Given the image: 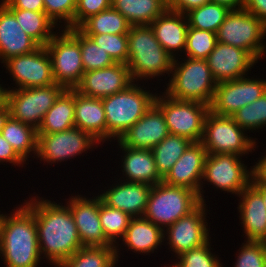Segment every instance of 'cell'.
<instances>
[{
	"instance_id": "7dc6e473",
	"label": "cell",
	"mask_w": 266,
	"mask_h": 267,
	"mask_svg": "<svg viewBox=\"0 0 266 267\" xmlns=\"http://www.w3.org/2000/svg\"><path fill=\"white\" fill-rule=\"evenodd\" d=\"M7 9L31 10L45 12L44 0H1Z\"/></svg>"
},
{
	"instance_id": "5b68a950",
	"label": "cell",
	"mask_w": 266,
	"mask_h": 267,
	"mask_svg": "<svg viewBox=\"0 0 266 267\" xmlns=\"http://www.w3.org/2000/svg\"><path fill=\"white\" fill-rule=\"evenodd\" d=\"M138 83L134 82L127 89L102 98L108 142L118 140L153 106L156 92L146 90L144 84L140 86Z\"/></svg>"
},
{
	"instance_id": "db71d44e",
	"label": "cell",
	"mask_w": 266,
	"mask_h": 267,
	"mask_svg": "<svg viewBox=\"0 0 266 267\" xmlns=\"http://www.w3.org/2000/svg\"><path fill=\"white\" fill-rule=\"evenodd\" d=\"M10 117V112L7 107L4 105L0 108V134L2 132L3 127L5 126L6 121Z\"/></svg>"
},
{
	"instance_id": "f5cc1de1",
	"label": "cell",
	"mask_w": 266,
	"mask_h": 267,
	"mask_svg": "<svg viewBox=\"0 0 266 267\" xmlns=\"http://www.w3.org/2000/svg\"><path fill=\"white\" fill-rule=\"evenodd\" d=\"M251 185L261 194L264 205L266 207V183H257L253 178L251 179Z\"/></svg>"
},
{
	"instance_id": "277c9868",
	"label": "cell",
	"mask_w": 266,
	"mask_h": 267,
	"mask_svg": "<svg viewBox=\"0 0 266 267\" xmlns=\"http://www.w3.org/2000/svg\"><path fill=\"white\" fill-rule=\"evenodd\" d=\"M170 75L164 88L166 95L176 100L210 105L217 82L206 59L175 58Z\"/></svg>"
},
{
	"instance_id": "8fae6325",
	"label": "cell",
	"mask_w": 266,
	"mask_h": 267,
	"mask_svg": "<svg viewBox=\"0 0 266 267\" xmlns=\"http://www.w3.org/2000/svg\"><path fill=\"white\" fill-rule=\"evenodd\" d=\"M241 157L234 154H207L199 192L202 203H206L203 195V185L206 183L208 186L213 185L216 190L235 194L236 197L251 184L252 168L247 169Z\"/></svg>"
},
{
	"instance_id": "f546056e",
	"label": "cell",
	"mask_w": 266,
	"mask_h": 267,
	"mask_svg": "<svg viewBox=\"0 0 266 267\" xmlns=\"http://www.w3.org/2000/svg\"><path fill=\"white\" fill-rule=\"evenodd\" d=\"M111 7L131 25H150L168 9L165 0H111Z\"/></svg>"
},
{
	"instance_id": "d6986e66",
	"label": "cell",
	"mask_w": 266,
	"mask_h": 267,
	"mask_svg": "<svg viewBox=\"0 0 266 267\" xmlns=\"http://www.w3.org/2000/svg\"><path fill=\"white\" fill-rule=\"evenodd\" d=\"M206 61L217 83L247 76L258 63L248 51L219 42Z\"/></svg>"
},
{
	"instance_id": "7c38bea8",
	"label": "cell",
	"mask_w": 266,
	"mask_h": 267,
	"mask_svg": "<svg viewBox=\"0 0 266 267\" xmlns=\"http://www.w3.org/2000/svg\"><path fill=\"white\" fill-rule=\"evenodd\" d=\"M161 94L157 93L154 104L162 111L170 134L201 142L209 105L176 100L164 92Z\"/></svg>"
},
{
	"instance_id": "bcb514c9",
	"label": "cell",
	"mask_w": 266,
	"mask_h": 267,
	"mask_svg": "<svg viewBox=\"0 0 266 267\" xmlns=\"http://www.w3.org/2000/svg\"><path fill=\"white\" fill-rule=\"evenodd\" d=\"M8 162L14 166L24 167L27 164L13 149L12 145L0 134V163Z\"/></svg>"
},
{
	"instance_id": "1f68e13d",
	"label": "cell",
	"mask_w": 266,
	"mask_h": 267,
	"mask_svg": "<svg viewBox=\"0 0 266 267\" xmlns=\"http://www.w3.org/2000/svg\"><path fill=\"white\" fill-rule=\"evenodd\" d=\"M16 153L26 162L29 155L37 153V130L27 124L9 117L1 132Z\"/></svg>"
},
{
	"instance_id": "4316f807",
	"label": "cell",
	"mask_w": 266,
	"mask_h": 267,
	"mask_svg": "<svg viewBox=\"0 0 266 267\" xmlns=\"http://www.w3.org/2000/svg\"><path fill=\"white\" fill-rule=\"evenodd\" d=\"M75 127L91 134L97 141H107V124L102 98L80 94L74 89Z\"/></svg>"
},
{
	"instance_id": "603a6c76",
	"label": "cell",
	"mask_w": 266,
	"mask_h": 267,
	"mask_svg": "<svg viewBox=\"0 0 266 267\" xmlns=\"http://www.w3.org/2000/svg\"><path fill=\"white\" fill-rule=\"evenodd\" d=\"M238 213L246 241L266 239V207L261 194L250 184L238 195Z\"/></svg>"
},
{
	"instance_id": "e0dca14e",
	"label": "cell",
	"mask_w": 266,
	"mask_h": 267,
	"mask_svg": "<svg viewBox=\"0 0 266 267\" xmlns=\"http://www.w3.org/2000/svg\"><path fill=\"white\" fill-rule=\"evenodd\" d=\"M67 200L83 246H114L106 239L101 226L98 194L92 199L82 194L71 195Z\"/></svg>"
},
{
	"instance_id": "52a82bcc",
	"label": "cell",
	"mask_w": 266,
	"mask_h": 267,
	"mask_svg": "<svg viewBox=\"0 0 266 267\" xmlns=\"http://www.w3.org/2000/svg\"><path fill=\"white\" fill-rule=\"evenodd\" d=\"M61 30V31H60ZM45 46L52 62L53 79L64 89H75L84 74L78 28L60 29Z\"/></svg>"
},
{
	"instance_id": "2e32d148",
	"label": "cell",
	"mask_w": 266,
	"mask_h": 267,
	"mask_svg": "<svg viewBox=\"0 0 266 267\" xmlns=\"http://www.w3.org/2000/svg\"><path fill=\"white\" fill-rule=\"evenodd\" d=\"M3 66L16 85L13 89L45 87L55 83L51 58L45 46L32 53L9 58Z\"/></svg>"
},
{
	"instance_id": "7a4b0ae2",
	"label": "cell",
	"mask_w": 266,
	"mask_h": 267,
	"mask_svg": "<svg viewBox=\"0 0 266 267\" xmlns=\"http://www.w3.org/2000/svg\"><path fill=\"white\" fill-rule=\"evenodd\" d=\"M6 214L0 232V257L5 267H39L41 260L34 214L22 203ZM3 257V258H2Z\"/></svg>"
},
{
	"instance_id": "7bdbcfd3",
	"label": "cell",
	"mask_w": 266,
	"mask_h": 267,
	"mask_svg": "<svg viewBox=\"0 0 266 267\" xmlns=\"http://www.w3.org/2000/svg\"><path fill=\"white\" fill-rule=\"evenodd\" d=\"M44 7L47 16L59 28H74L76 0H44Z\"/></svg>"
},
{
	"instance_id": "ba28073f",
	"label": "cell",
	"mask_w": 266,
	"mask_h": 267,
	"mask_svg": "<svg viewBox=\"0 0 266 267\" xmlns=\"http://www.w3.org/2000/svg\"><path fill=\"white\" fill-rule=\"evenodd\" d=\"M216 37L219 43L248 51L257 61L266 54V25L246 9L231 10Z\"/></svg>"
},
{
	"instance_id": "11a10c76",
	"label": "cell",
	"mask_w": 266,
	"mask_h": 267,
	"mask_svg": "<svg viewBox=\"0 0 266 267\" xmlns=\"http://www.w3.org/2000/svg\"><path fill=\"white\" fill-rule=\"evenodd\" d=\"M6 87L0 84V108L5 105Z\"/></svg>"
},
{
	"instance_id": "836d02e7",
	"label": "cell",
	"mask_w": 266,
	"mask_h": 267,
	"mask_svg": "<svg viewBox=\"0 0 266 267\" xmlns=\"http://www.w3.org/2000/svg\"><path fill=\"white\" fill-rule=\"evenodd\" d=\"M131 24L110 7L86 19L78 29L84 34H127Z\"/></svg>"
},
{
	"instance_id": "d590c367",
	"label": "cell",
	"mask_w": 266,
	"mask_h": 267,
	"mask_svg": "<svg viewBox=\"0 0 266 267\" xmlns=\"http://www.w3.org/2000/svg\"><path fill=\"white\" fill-rule=\"evenodd\" d=\"M191 143L192 141L185 137L169 134L152 149L157 171L162 178Z\"/></svg>"
},
{
	"instance_id": "cb8c5ba5",
	"label": "cell",
	"mask_w": 266,
	"mask_h": 267,
	"mask_svg": "<svg viewBox=\"0 0 266 267\" xmlns=\"http://www.w3.org/2000/svg\"><path fill=\"white\" fill-rule=\"evenodd\" d=\"M40 45L24 32L15 16L0 2V61L34 52Z\"/></svg>"
},
{
	"instance_id": "6f0895ef",
	"label": "cell",
	"mask_w": 266,
	"mask_h": 267,
	"mask_svg": "<svg viewBox=\"0 0 266 267\" xmlns=\"http://www.w3.org/2000/svg\"><path fill=\"white\" fill-rule=\"evenodd\" d=\"M164 267H179V266L175 262L174 263L172 262L171 265L167 264V266L164 265Z\"/></svg>"
},
{
	"instance_id": "f35d334b",
	"label": "cell",
	"mask_w": 266,
	"mask_h": 267,
	"mask_svg": "<svg viewBox=\"0 0 266 267\" xmlns=\"http://www.w3.org/2000/svg\"><path fill=\"white\" fill-rule=\"evenodd\" d=\"M216 44V33L189 27L183 54L192 59H206Z\"/></svg>"
},
{
	"instance_id": "484cf974",
	"label": "cell",
	"mask_w": 266,
	"mask_h": 267,
	"mask_svg": "<svg viewBox=\"0 0 266 267\" xmlns=\"http://www.w3.org/2000/svg\"><path fill=\"white\" fill-rule=\"evenodd\" d=\"M117 143L119 150H122L123 154L121 155V162H119L121 163L119 168L122 167L123 174L120 180L145 183L150 186L163 181L157 171L152 150L132 149L122 146L118 141Z\"/></svg>"
},
{
	"instance_id": "9c48e42d",
	"label": "cell",
	"mask_w": 266,
	"mask_h": 267,
	"mask_svg": "<svg viewBox=\"0 0 266 267\" xmlns=\"http://www.w3.org/2000/svg\"><path fill=\"white\" fill-rule=\"evenodd\" d=\"M256 140L247 135L231 116L208 112L201 139L207 154H234L243 157L258 148Z\"/></svg>"
},
{
	"instance_id": "f6af8a7d",
	"label": "cell",
	"mask_w": 266,
	"mask_h": 267,
	"mask_svg": "<svg viewBox=\"0 0 266 267\" xmlns=\"http://www.w3.org/2000/svg\"><path fill=\"white\" fill-rule=\"evenodd\" d=\"M111 7V0H76L74 28H78L90 16Z\"/></svg>"
},
{
	"instance_id": "f907efd6",
	"label": "cell",
	"mask_w": 266,
	"mask_h": 267,
	"mask_svg": "<svg viewBox=\"0 0 266 267\" xmlns=\"http://www.w3.org/2000/svg\"><path fill=\"white\" fill-rule=\"evenodd\" d=\"M266 154V153H265ZM261 156L252 168V178L257 183H266V155Z\"/></svg>"
},
{
	"instance_id": "ee69618b",
	"label": "cell",
	"mask_w": 266,
	"mask_h": 267,
	"mask_svg": "<svg viewBox=\"0 0 266 267\" xmlns=\"http://www.w3.org/2000/svg\"><path fill=\"white\" fill-rule=\"evenodd\" d=\"M236 256L233 267H266L264 242L244 240L238 252H236Z\"/></svg>"
},
{
	"instance_id": "8992f818",
	"label": "cell",
	"mask_w": 266,
	"mask_h": 267,
	"mask_svg": "<svg viewBox=\"0 0 266 267\" xmlns=\"http://www.w3.org/2000/svg\"><path fill=\"white\" fill-rule=\"evenodd\" d=\"M200 203L199 196L194 191L170 186L162 181L152 186L143 217L165 230L192 212Z\"/></svg>"
},
{
	"instance_id": "5bb4252c",
	"label": "cell",
	"mask_w": 266,
	"mask_h": 267,
	"mask_svg": "<svg viewBox=\"0 0 266 267\" xmlns=\"http://www.w3.org/2000/svg\"><path fill=\"white\" fill-rule=\"evenodd\" d=\"M207 208L206 203L201 202L192 212L164 230V241H168L166 245L174 257L203 246L211 239L206 219L210 210Z\"/></svg>"
},
{
	"instance_id": "b9f144b4",
	"label": "cell",
	"mask_w": 266,
	"mask_h": 267,
	"mask_svg": "<svg viewBox=\"0 0 266 267\" xmlns=\"http://www.w3.org/2000/svg\"><path fill=\"white\" fill-rule=\"evenodd\" d=\"M211 240L195 249H191L177 257L174 261L179 267H223L215 253L211 250Z\"/></svg>"
},
{
	"instance_id": "4fadbf2b",
	"label": "cell",
	"mask_w": 266,
	"mask_h": 267,
	"mask_svg": "<svg viewBox=\"0 0 266 267\" xmlns=\"http://www.w3.org/2000/svg\"><path fill=\"white\" fill-rule=\"evenodd\" d=\"M97 144V145H96ZM101 144L91 134L79 128H72L51 134H37L36 158L47 164H58L76 158L82 153L92 151Z\"/></svg>"
},
{
	"instance_id": "60d3db41",
	"label": "cell",
	"mask_w": 266,
	"mask_h": 267,
	"mask_svg": "<svg viewBox=\"0 0 266 267\" xmlns=\"http://www.w3.org/2000/svg\"><path fill=\"white\" fill-rule=\"evenodd\" d=\"M101 46L116 63L128 62L127 34H85Z\"/></svg>"
},
{
	"instance_id": "9a60e30c",
	"label": "cell",
	"mask_w": 266,
	"mask_h": 267,
	"mask_svg": "<svg viewBox=\"0 0 266 267\" xmlns=\"http://www.w3.org/2000/svg\"><path fill=\"white\" fill-rule=\"evenodd\" d=\"M265 92L266 79L257 77L244 76L219 82L209 105V111L218 115L232 116L240 108L259 99Z\"/></svg>"
},
{
	"instance_id": "7402d4cb",
	"label": "cell",
	"mask_w": 266,
	"mask_h": 267,
	"mask_svg": "<svg viewBox=\"0 0 266 267\" xmlns=\"http://www.w3.org/2000/svg\"><path fill=\"white\" fill-rule=\"evenodd\" d=\"M114 182L117 183L102 190L103 193H98L101 200L109 207L126 212L131 217H143L152 186L120 179Z\"/></svg>"
},
{
	"instance_id": "f1b7e54d",
	"label": "cell",
	"mask_w": 266,
	"mask_h": 267,
	"mask_svg": "<svg viewBox=\"0 0 266 267\" xmlns=\"http://www.w3.org/2000/svg\"><path fill=\"white\" fill-rule=\"evenodd\" d=\"M74 112V89H65L44 115L37 134H51L74 128Z\"/></svg>"
},
{
	"instance_id": "816d5d0a",
	"label": "cell",
	"mask_w": 266,
	"mask_h": 267,
	"mask_svg": "<svg viewBox=\"0 0 266 267\" xmlns=\"http://www.w3.org/2000/svg\"><path fill=\"white\" fill-rule=\"evenodd\" d=\"M212 3L222 4L230 10L244 9L246 0H211Z\"/></svg>"
},
{
	"instance_id": "681fc988",
	"label": "cell",
	"mask_w": 266,
	"mask_h": 267,
	"mask_svg": "<svg viewBox=\"0 0 266 267\" xmlns=\"http://www.w3.org/2000/svg\"><path fill=\"white\" fill-rule=\"evenodd\" d=\"M244 9L257 16L266 25V0H246Z\"/></svg>"
},
{
	"instance_id": "e575fe53",
	"label": "cell",
	"mask_w": 266,
	"mask_h": 267,
	"mask_svg": "<svg viewBox=\"0 0 266 267\" xmlns=\"http://www.w3.org/2000/svg\"><path fill=\"white\" fill-rule=\"evenodd\" d=\"M99 217L106 239L115 246L116 258L120 255L119 240L123 238L128 228L131 216L119 209L109 207L99 196Z\"/></svg>"
},
{
	"instance_id": "30bf717a",
	"label": "cell",
	"mask_w": 266,
	"mask_h": 267,
	"mask_svg": "<svg viewBox=\"0 0 266 267\" xmlns=\"http://www.w3.org/2000/svg\"><path fill=\"white\" fill-rule=\"evenodd\" d=\"M64 90L57 83L45 87L23 89L8 87L6 88L5 106L9 110L11 118L38 130L44 115Z\"/></svg>"
},
{
	"instance_id": "c3c4849f",
	"label": "cell",
	"mask_w": 266,
	"mask_h": 267,
	"mask_svg": "<svg viewBox=\"0 0 266 267\" xmlns=\"http://www.w3.org/2000/svg\"><path fill=\"white\" fill-rule=\"evenodd\" d=\"M210 2L211 0H170L168 2V9L171 11L186 14L194 8L200 7Z\"/></svg>"
},
{
	"instance_id": "ac0fdd59",
	"label": "cell",
	"mask_w": 266,
	"mask_h": 267,
	"mask_svg": "<svg viewBox=\"0 0 266 267\" xmlns=\"http://www.w3.org/2000/svg\"><path fill=\"white\" fill-rule=\"evenodd\" d=\"M133 83L128 65L115 63L106 68L84 72L75 90L84 96L104 98L127 89Z\"/></svg>"
},
{
	"instance_id": "3957f363",
	"label": "cell",
	"mask_w": 266,
	"mask_h": 267,
	"mask_svg": "<svg viewBox=\"0 0 266 267\" xmlns=\"http://www.w3.org/2000/svg\"><path fill=\"white\" fill-rule=\"evenodd\" d=\"M127 37V65L134 82L152 81L166 74L170 77L174 59L155 38L150 25H131Z\"/></svg>"
},
{
	"instance_id": "6da1fadb",
	"label": "cell",
	"mask_w": 266,
	"mask_h": 267,
	"mask_svg": "<svg viewBox=\"0 0 266 267\" xmlns=\"http://www.w3.org/2000/svg\"><path fill=\"white\" fill-rule=\"evenodd\" d=\"M23 204L35 216L40 254L50 265L57 267L83 247L67 205L37 195Z\"/></svg>"
},
{
	"instance_id": "8d00e7d4",
	"label": "cell",
	"mask_w": 266,
	"mask_h": 267,
	"mask_svg": "<svg viewBox=\"0 0 266 267\" xmlns=\"http://www.w3.org/2000/svg\"><path fill=\"white\" fill-rule=\"evenodd\" d=\"M231 10L222 4L207 3L186 13L189 27L217 33Z\"/></svg>"
},
{
	"instance_id": "4dcf8cb0",
	"label": "cell",
	"mask_w": 266,
	"mask_h": 267,
	"mask_svg": "<svg viewBox=\"0 0 266 267\" xmlns=\"http://www.w3.org/2000/svg\"><path fill=\"white\" fill-rule=\"evenodd\" d=\"M8 10L15 16L16 21L24 32L31 36L40 46H46L57 31H59V27L45 12L21 9ZM55 29L56 31H54Z\"/></svg>"
},
{
	"instance_id": "d6a6232c",
	"label": "cell",
	"mask_w": 266,
	"mask_h": 267,
	"mask_svg": "<svg viewBox=\"0 0 266 267\" xmlns=\"http://www.w3.org/2000/svg\"><path fill=\"white\" fill-rule=\"evenodd\" d=\"M115 246H83L57 267H116Z\"/></svg>"
},
{
	"instance_id": "74e56055",
	"label": "cell",
	"mask_w": 266,
	"mask_h": 267,
	"mask_svg": "<svg viewBox=\"0 0 266 267\" xmlns=\"http://www.w3.org/2000/svg\"><path fill=\"white\" fill-rule=\"evenodd\" d=\"M245 131L266 129V92L253 103L245 105L231 116Z\"/></svg>"
},
{
	"instance_id": "83f0119b",
	"label": "cell",
	"mask_w": 266,
	"mask_h": 267,
	"mask_svg": "<svg viewBox=\"0 0 266 267\" xmlns=\"http://www.w3.org/2000/svg\"><path fill=\"white\" fill-rule=\"evenodd\" d=\"M121 242L133 253L150 255L165 245L164 230L144 217H132Z\"/></svg>"
},
{
	"instance_id": "44dd1931",
	"label": "cell",
	"mask_w": 266,
	"mask_h": 267,
	"mask_svg": "<svg viewBox=\"0 0 266 267\" xmlns=\"http://www.w3.org/2000/svg\"><path fill=\"white\" fill-rule=\"evenodd\" d=\"M206 157L207 151L203 144L192 142L163 178V182L187 188L199 196Z\"/></svg>"
},
{
	"instance_id": "ffe728a7",
	"label": "cell",
	"mask_w": 266,
	"mask_h": 267,
	"mask_svg": "<svg viewBox=\"0 0 266 267\" xmlns=\"http://www.w3.org/2000/svg\"><path fill=\"white\" fill-rule=\"evenodd\" d=\"M169 134L162 111L153 104L117 141L132 149L152 150Z\"/></svg>"
},
{
	"instance_id": "9f6ffc18",
	"label": "cell",
	"mask_w": 266,
	"mask_h": 267,
	"mask_svg": "<svg viewBox=\"0 0 266 267\" xmlns=\"http://www.w3.org/2000/svg\"><path fill=\"white\" fill-rule=\"evenodd\" d=\"M4 216H5V214L0 213V232H1V226H2V221H3Z\"/></svg>"
},
{
	"instance_id": "d4e9b609",
	"label": "cell",
	"mask_w": 266,
	"mask_h": 267,
	"mask_svg": "<svg viewBox=\"0 0 266 267\" xmlns=\"http://www.w3.org/2000/svg\"><path fill=\"white\" fill-rule=\"evenodd\" d=\"M150 27L155 38L173 59L184 53L189 28L186 14L167 9L150 24Z\"/></svg>"
},
{
	"instance_id": "ab89813d",
	"label": "cell",
	"mask_w": 266,
	"mask_h": 267,
	"mask_svg": "<svg viewBox=\"0 0 266 267\" xmlns=\"http://www.w3.org/2000/svg\"><path fill=\"white\" fill-rule=\"evenodd\" d=\"M80 49L84 72L106 68L116 63L101 46L81 31Z\"/></svg>"
}]
</instances>
